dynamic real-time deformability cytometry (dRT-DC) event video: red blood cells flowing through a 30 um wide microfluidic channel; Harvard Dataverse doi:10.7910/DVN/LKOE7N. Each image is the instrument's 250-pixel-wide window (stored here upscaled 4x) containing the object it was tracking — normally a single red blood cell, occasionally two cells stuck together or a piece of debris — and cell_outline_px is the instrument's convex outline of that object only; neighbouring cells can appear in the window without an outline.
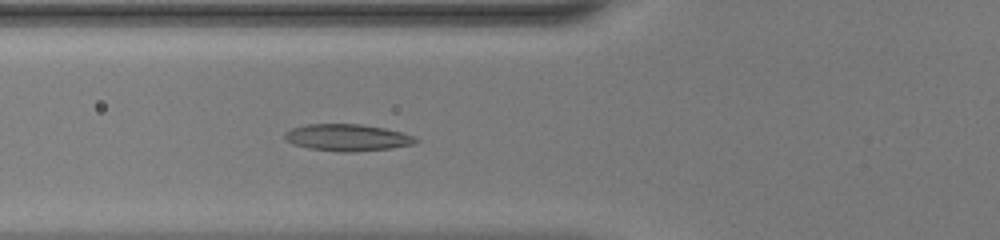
{"species": "common noctule bat (a hibernating species)", "species_latin": "Nyctalus noctula", "temperature_condition": "warm", "stored_images_in_passage": 52, "camera_frame_rate_fps": 3000, "um_per_image_px": 0.085, "animal": {"sex": "female", "body_mass_g": 20.0, "forearm_length_mm": 54.0}, "frame": {"image": 1, "passage_image": 21, "time_ms": 6.667, "image_size_px": [1000, 240], "cell_outline_px": [[420, 140], [416, 144], [392, 148], [352, 152], [336, 152], [308, 148], [292, 144], [284, 136], [284, 132], [292, 128], [308, 124], [360, 124], [384, 128], [416, 136]], "centroid_in_image_um": [29.56, 11.7], "position_along_channel_um": 96.2, "area_um2": 20.63}}
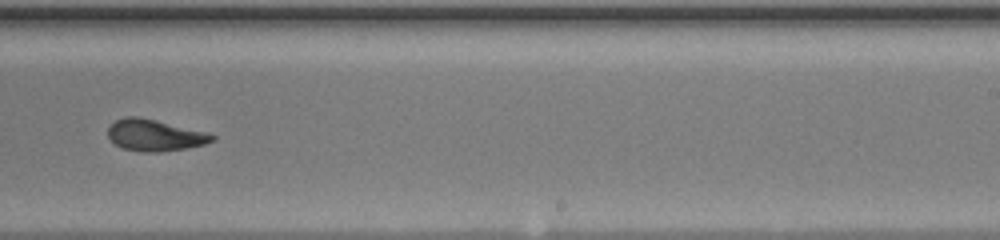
{"frame": {"image": 2, "passage_image": 34, "time_ms": 11.0, "image_size_px": [1000, 240], "cell_outline_px": [[216, 140], [204, 144], [184, 148], [160, 152], [144, 152], [120, 148], [108, 140], [108, 128], [116, 120], [124, 116], [136, 116], [156, 120], [208, 132], [216, 136]], "centroid_in_image_um": [13.13, 11.49], "position_along_channel_um": 275.9, "area_um2": 19.31}}
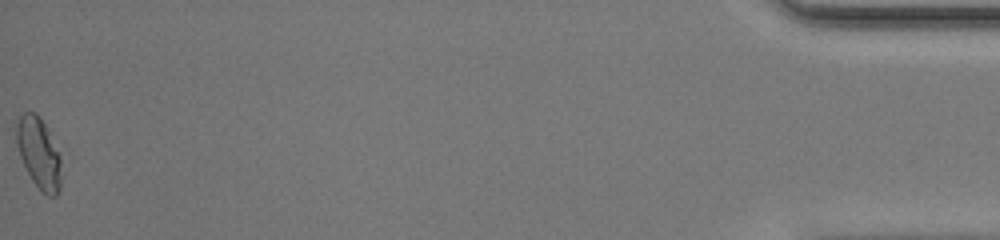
{"frame": {"image": 3, "passage_image": 52, "time_ms": 17.0, "image_size_px": [1000, 240], "cell_outline_px": [[60, 192], [56, 196], [48, 196], [32, 180], [20, 156], [16, 140], [16, 120], [24, 112], [36, 112], [40, 116], [48, 128], [60, 156]], "centroid_in_image_um": [3.3, 12.97], "position_along_channel_um": 431.9, "area_um2": 18.44}, "authors_computed_cell_mechanics": {"area_um2": 19.3341, "velocity_mm_per_s": 4.1485, "shape_relaxation_time_tau1_ms": null, "shape_relaxation_time_tau2_ms": 1.7411, "deformation_change_tau1": null, "deformation_change_tau2": 0.0756}}